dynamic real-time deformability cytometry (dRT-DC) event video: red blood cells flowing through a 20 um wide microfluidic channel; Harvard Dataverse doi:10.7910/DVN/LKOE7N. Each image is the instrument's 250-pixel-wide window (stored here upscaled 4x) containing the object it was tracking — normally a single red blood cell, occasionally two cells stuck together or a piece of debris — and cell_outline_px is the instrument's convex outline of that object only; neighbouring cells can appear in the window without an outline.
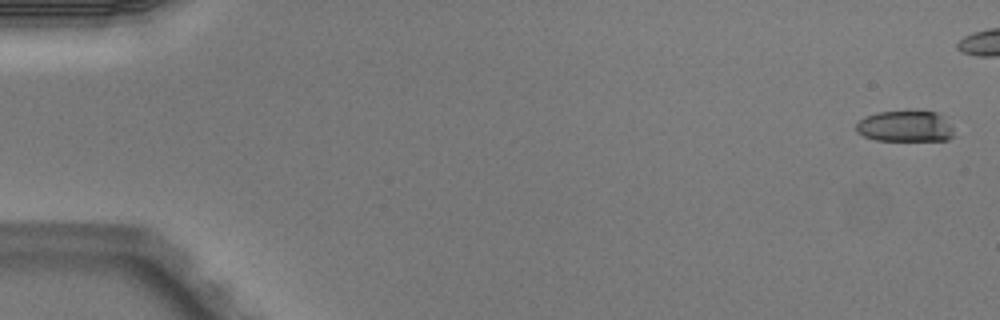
{"species": "Egyptian fruit bat (a non-hibernating species)", "species_latin": "Rousettus aegyptiacus", "temperature_condition": "warm", "stored_images_in_passage": 5, "camera_frame_rate_fps": 3000, "um_per_image_px": 0.085, "animal": {"sex": "male"}, "frame": {"image": 1, "passage_image": 1, "time_ms": 0.0, "image_size_px": [1000, 320], "cell_outline_px": [[956, 136], [948, 140], [876, 140], [864, 136], [856, 132], [856, 124], [860, 120], [868, 116], [880, 112], [936, 112], [944, 116], [952, 128]], "centroid_in_image_um": [76.99, 10.76], "position_along_channel_um": 8.0, "area_um2": 17.51}}